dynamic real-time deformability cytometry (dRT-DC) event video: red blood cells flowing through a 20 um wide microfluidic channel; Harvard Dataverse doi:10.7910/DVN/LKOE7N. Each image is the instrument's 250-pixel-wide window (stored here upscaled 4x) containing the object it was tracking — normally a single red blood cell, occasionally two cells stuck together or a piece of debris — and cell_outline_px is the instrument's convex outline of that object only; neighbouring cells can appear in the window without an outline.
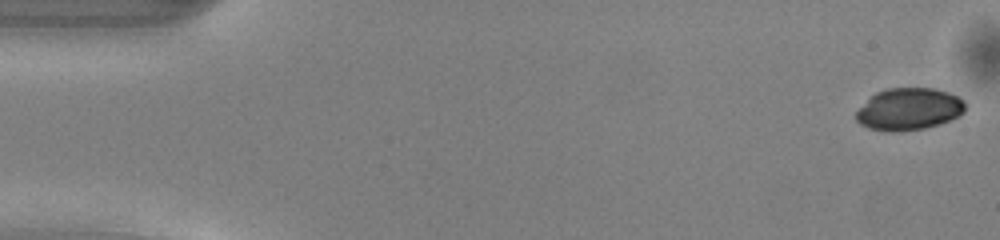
{"species": "common noctule bat (a hibernating species)", "species_latin": "Nyctalus noctula", "temperature_condition": "warm", "stored_images_in_passage": 49, "camera_frame_rate_fps": 3000, "um_per_image_px": 0.085, "animal": {"sex": "male", "body_mass_g": 13.0, "forearm_length_mm": 53.1}, "frame": {"image": 1, "passage_image": 1, "time_ms": 0.0, "image_size_px": [1000, 240], "cell_outline_px": [[964, 112], [948, 120], [924, 128], [892, 132], [888, 132], [868, 128], [860, 124], [856, 120], [856, 112], [876, 92], [888, 88], [936, 88], [960, 96], [964, 100]], "centroid_in_image_um": [77.25, 9.26], "position_along_channel_um": 7.7, "area_um2": 26.53}}
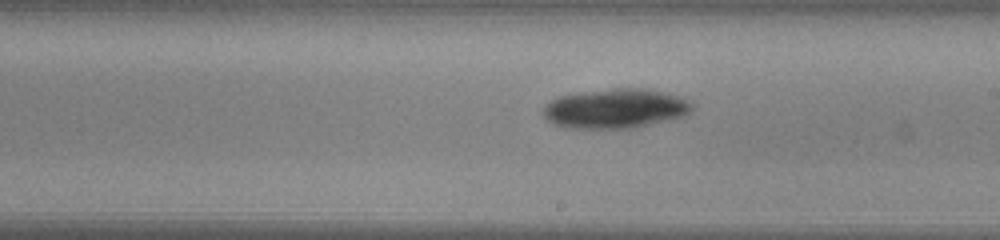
{"frame": {"image": 2, "passage_image": 28, "time_ms": 9.0, "image_size_px": [1000, 240], "cell_outline_px": [[692, 108], [684, 116], [636, 128], [564, 128], [552, 124], [544, 116], [544, 108], [552, 100], [560, 96], [580, 92], [612, 88], [648, 88], [680, 96], [692, 104]], "centroid_in_image_um": [52.31, 9.23], "position_along_channel_um": 236.7, "area_um2": 34.33}}
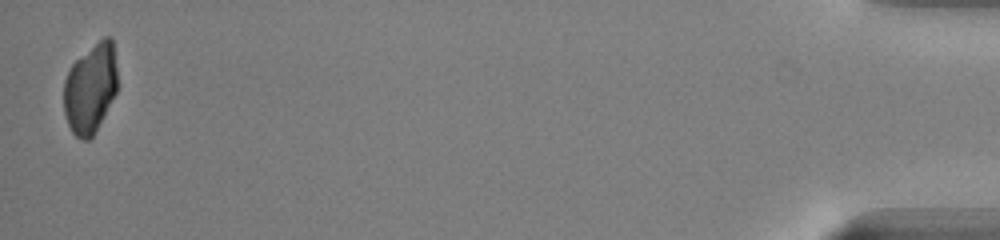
{"frame": {"image": 3, "passage_image": 49, "time_ms": 16.0, "image_size_px": [1000, 240], "cell_outline_px": [[116, 92], [92, 136], [88, 140], [84, 140], [76, 136], [72, 132], [68, 124], [64, 112], [64, 80], [72, 64], [76, 60], [104, 36], [112, 36], [116, 68]], "centroid_in_image_um": [7.67, 7.49], "position_along_channel_um": 427.5, "area_um2": 27.51}}